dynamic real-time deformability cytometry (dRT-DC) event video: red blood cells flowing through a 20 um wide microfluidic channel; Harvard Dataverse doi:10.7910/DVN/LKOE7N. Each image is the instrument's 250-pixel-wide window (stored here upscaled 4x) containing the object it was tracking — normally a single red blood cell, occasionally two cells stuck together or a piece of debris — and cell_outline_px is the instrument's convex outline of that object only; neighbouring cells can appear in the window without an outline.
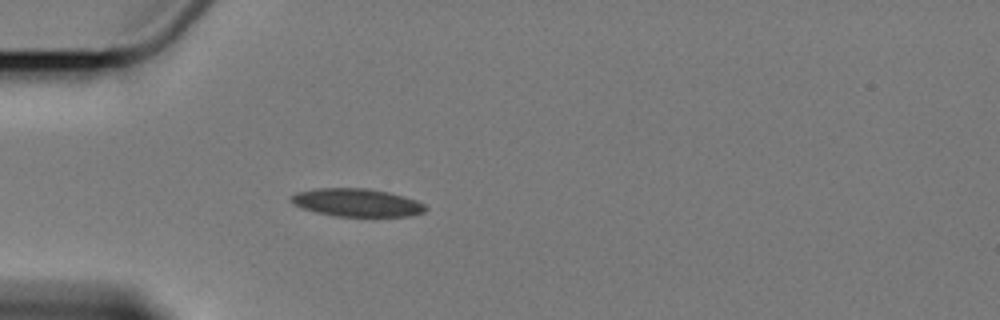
{"species": "Egyptian fruit bat (a non-hibernating species)", "species_latin": "Rousettus aegyptiacus", "temperature_condition": "cold", "stored_images_in_passage": 3, "camera_frame_rate_fps": 3000, "um_per_image_px": 0.085, "animal": {"sex": "female"}, "frame": {"image": 1, "passage_image": 3, "time_ms": 2.333, "image_size_px": [1000, 320], "cell_outline_px": [[428, 208], [424, 212], [412, 216], [336, 216], [316, 212], [292, 204], [292, 196], [296, 192], [312, 188], [368, 188], [388, 192], [404, 196], [416, 200], [424, 204]], "centroid_in_image_um": [30.35, 17.21], "position_along_channel_um": 54.6, "area_um2": 21.91}}